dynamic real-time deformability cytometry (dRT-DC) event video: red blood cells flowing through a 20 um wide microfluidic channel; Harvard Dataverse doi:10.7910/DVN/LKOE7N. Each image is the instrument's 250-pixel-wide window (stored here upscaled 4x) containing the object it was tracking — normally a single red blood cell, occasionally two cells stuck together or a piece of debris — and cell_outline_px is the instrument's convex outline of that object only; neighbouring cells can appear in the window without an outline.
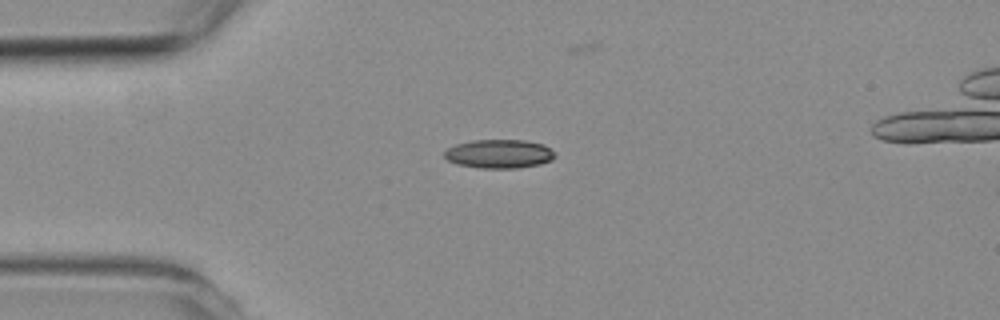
{"species": "common noctule bat (a hibernating species)", "species_latin": "Nyctalus noctula", "temperature_condition": "room temperature", "stored_images_in_passage": 2, "camera_frame_rate_fps": 3000, "um_per_image_px": 0.085, "animal": {"sex": "female", "body_mass_g": 19.3, "forearm_length_mm": 54.1}, "frame": {"image": 1, "passage_image": 1, "time_ms": 0.0, "image_size_px": [1000, 320], "cell_outline_px": [[556, 156], [552, 160], [540, 164], [516, 168], [480, 168], [456, 164], [448, 160], [444, 156], [444, 152], [448, 148], [456, 144], [472, 140], [524, 140], [544, 144]], "centroid_in_image_um": [42.41, 13.08], "position_along_channel_um": 42.6, "area_um2": 18.5}}